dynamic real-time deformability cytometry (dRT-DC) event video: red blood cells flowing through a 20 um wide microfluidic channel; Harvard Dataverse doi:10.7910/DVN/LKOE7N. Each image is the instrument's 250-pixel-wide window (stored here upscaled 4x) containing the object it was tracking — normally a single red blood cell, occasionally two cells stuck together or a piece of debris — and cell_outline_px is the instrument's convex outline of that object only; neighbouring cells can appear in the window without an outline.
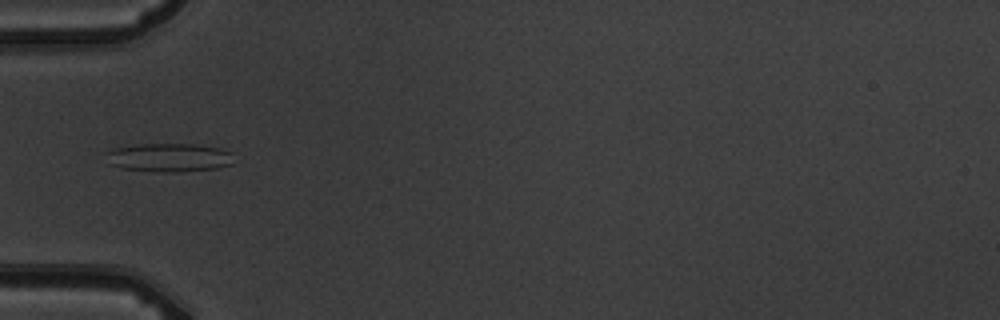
{"species": "common noctule bat (a hibernating species)", "species_latin": "Nyctalus noctula", "temperature_condition": "warm", "stored_images_in_passage": 5, "camera_frame_rate_fps": 3000, "um_per_image_px": 0.085, "animal": {"sex": "male", "body_mass_g": 19.5, "forearm_length_mm": 54.6}, "frame": {"image": 1, "passage_image": 2, "time_ms": 1.333, "image_size_px": [1000, 320], "cell_outline_px": [[232, 164], [216, 168], [176, 172], [156, 172], [124, 168], [108, 164], [108, 152], [112, 148], [136, 144], [196, 144], [220, 148], [232, 152]], "centroid_in_image_um": [14.37, 13.38], "position_along_channel_um": 70.6, "area_um2": 21.27}}
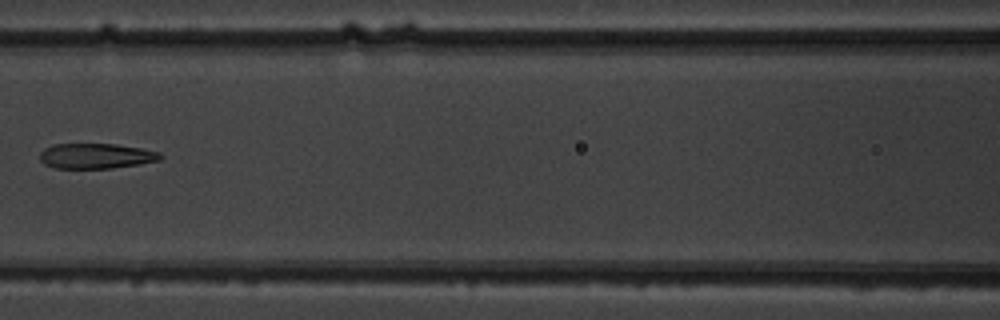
{"frame": {"image": 2, "passage_image": 4, "time_ms": 3.667, "image_size_px": [1000, 320], "cell_outline_px": [[164, 156], [160, 160], [140, 164], [112, 168], [52, 168], [44, 164], [40, 160], [40, 152], [44, 148], [52, 144], [116, 144], [140, 148], [160, 152]], "centroid_in_image_um": [8.15, 13.26], "position_along_channel_um": 158.4, "area_um2": 17.86}}
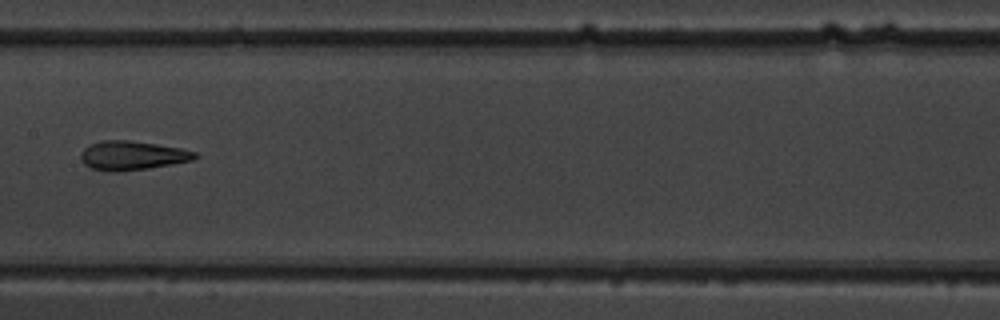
{"frame": {"image": 3, "passage_image": 5, "time_ms": 4.667, "image_size_px": [1000, 320], "cell_outline_px": [[200, 156], [192, 160], [172, 164], [148, 168], [116, 172], [112, 172], [92, 168], [84, 164], [80, 156], [80, 152], [88, 144], [100, 140], [128, 140], [156, 144], [180, 148], [196, 152]], "centroid_in_image_um": [11.21, 13.21], "position_along_channel_um": 196.2, "area_um2": 19.36}}